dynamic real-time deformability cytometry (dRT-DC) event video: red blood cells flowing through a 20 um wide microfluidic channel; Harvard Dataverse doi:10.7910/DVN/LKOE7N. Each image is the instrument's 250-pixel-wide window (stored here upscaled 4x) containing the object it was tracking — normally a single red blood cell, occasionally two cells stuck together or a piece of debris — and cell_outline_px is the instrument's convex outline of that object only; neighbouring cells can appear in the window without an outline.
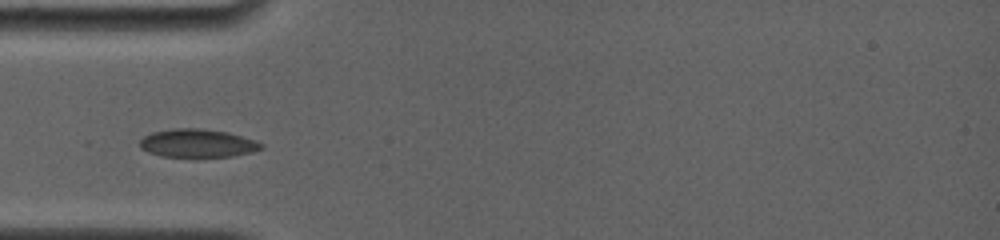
{"species": "common noctule bat (a hibernating species)", "species_latin": "Nyctalus noctula", "temperature_condition": "room temperature", "stored_images_in_passage": 29, "camera_frame_rate_fps": 4000, "um_per_image_px": 0.085, "animal": {"sex": "female", "body_mass_g": 19.0, "forearm_length_mm": 56.7}, "frame": {"image": 1, "passage_image": 1, "time_ms": 0.0, "image_size_px": [1000, 240], "cell_outline_px": [[264, 148], [252, 152], [232, 156], [160, 156], [148, 152], [140, 148], [140, 140], [144, 136], [152, 132], [172, 128], [204, 128], [228, 132], [256, 140], [264, 144]], "centroid_in_image_um": [16.81, 12.16], "position_along_channel_um": 68.2, "area_um2": 20.06}}
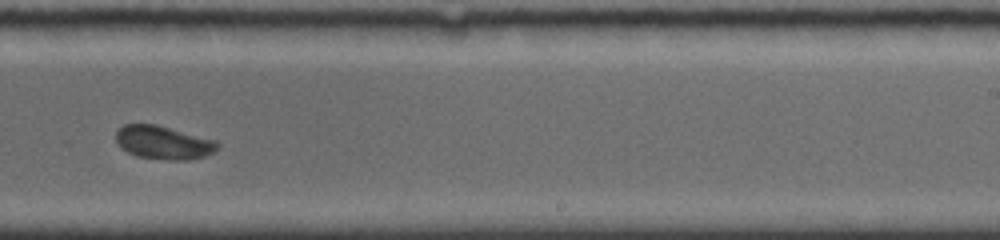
{"frame": {"image": 2, "passage_image": 16, "time_ms": 5.5, "image_size_px": [1000, 240], "cell_outline_px": [[220, 148], [204, 156], [188, 160], [172, 160], [136, 156], [120, 148], [116, 140], [116, 132], [124, 124], [156, 124], [216, 140], [220, 144]], "centroid_in_image_um": [13.9, 12.11], "position_along_channel_um": 275.1, "area_um2": 19.77}}
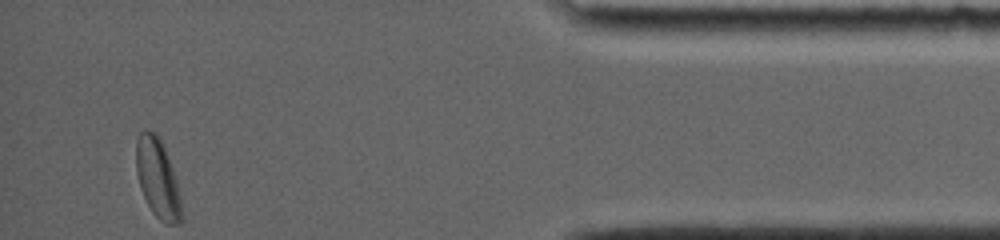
{"frame": {"image": 3, "passage_image": 29, "time_ms": 10.5, "image_size_px": [1000, 240], "cell_outline_px": [[184, 220], [180, 224], [164, 224], [152, 212], [140, 188], [136, 172], [136, 140], [140, 132], [144, 128], [152, 132], [160, 140], [164, 148], [176, 176], [180, 196]], "centroid_in_image_um": [13.42, 15.22], "position_along_channel_um": 421.8, "area_um2": 21.1}}